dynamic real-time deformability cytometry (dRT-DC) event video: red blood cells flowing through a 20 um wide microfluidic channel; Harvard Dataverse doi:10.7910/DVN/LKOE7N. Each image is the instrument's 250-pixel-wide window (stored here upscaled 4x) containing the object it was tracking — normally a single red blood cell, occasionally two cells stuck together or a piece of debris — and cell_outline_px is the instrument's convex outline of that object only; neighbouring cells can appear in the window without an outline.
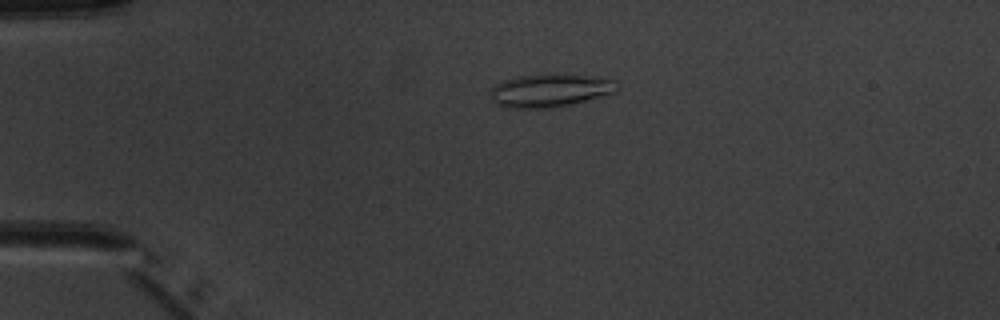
{"species": "common noctule bat (a hibernating species)", "species_latin": "Nyctalus noctula", "temperature_condition": "warm", "stored_images_in_passage": 3, "camera_frame_rate_fps": 3000, "um_per_image_px": 0.085, "animal": {"sex": "male", "body_mass_g": 20.1, "forearm_length_mm": 53.5}, "frame": {"image": 1, "passage_image": 2, "time_ms": 1.333, "image_size_px": [1000, 320], "cell_outline_px": [[620, 88], [616, 92], [568, 104], [544, 108], [504, 108], [496, 104], [492, 100], [488, 92], [500, 80], [516, 76], [540, 72], [548, 72], [584, 76], [616, 80]], "centroid_in_image_um": [46.66, 7.65], "position_along_channel_um": 38.3, "area_um2": 24.85}}